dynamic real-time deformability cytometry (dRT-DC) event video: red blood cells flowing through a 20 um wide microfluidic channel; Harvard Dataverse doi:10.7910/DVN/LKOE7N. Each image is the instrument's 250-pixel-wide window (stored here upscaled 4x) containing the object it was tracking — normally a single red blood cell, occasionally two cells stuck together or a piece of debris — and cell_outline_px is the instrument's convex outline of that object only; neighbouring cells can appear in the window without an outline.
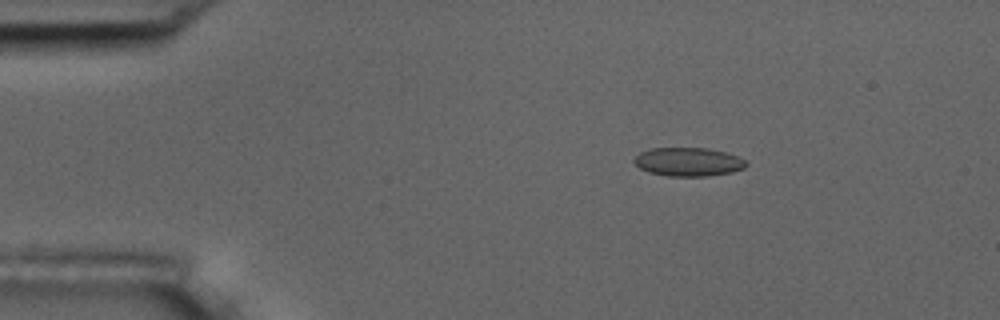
{"species": "common noctule bat (a hibernating species)", "species_latin": "Nyctalus noctula", "temperature_condition": "room temperature", "stored_images_in_passage": 6, "camera_frame_rate_fps": 3000, "um_per_image_px": 0.085, "animal": {"sex": "male", "body_mass_g": 17.5, "forearm_length_mm": 52.3}, "frame": {"image": 1, "passage_image": 3, "time_ms": 2.333, "image_size_px": [1000, 320], "cell_outline_px": [[748, 164], [744, 168], [732, 172], [708, 176], [668, 176], [648, 172], [640, 168], [632, 160], [640, 152], [652, 148], [708, 148], [728, 152], [744, 160]], "centroid_in_image_um": [58.51, 13.75], "position_along_channel_um": 26.5, "area_um2": 18.73}}